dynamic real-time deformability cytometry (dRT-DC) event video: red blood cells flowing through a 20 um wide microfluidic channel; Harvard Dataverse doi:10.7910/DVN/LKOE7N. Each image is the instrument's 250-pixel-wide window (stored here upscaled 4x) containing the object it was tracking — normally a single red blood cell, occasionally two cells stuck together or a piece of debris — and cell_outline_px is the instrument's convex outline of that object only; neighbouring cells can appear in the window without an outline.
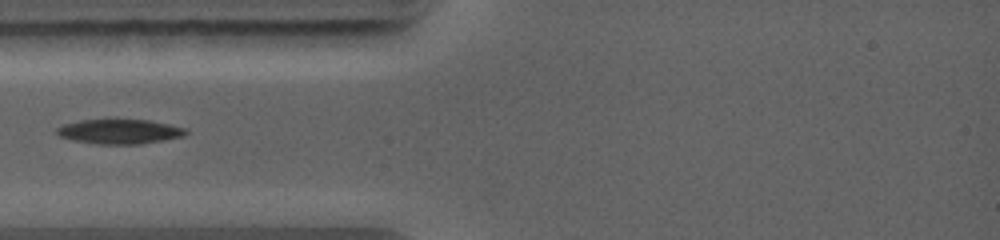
{"species": "common noctule bat (a hibernating species)", "species_latin": "Nyctalus noctula", "temperature_condition": "warm", "stored_images_in_passage": 13, "camera_frame_rate_fps": 5000, "um_per_image_px": 0.085, "animal": {"sex": "female", "body_mass_g": 19.0, "forearm_length_mm": 56.7}, "frame": {"image": 1, "passage_image": 1, "time_ms": 0.0, "image_size_px": [1000, 240], "cell_outline_px": [[188, 132], [184, 136], [164, 140], [140, 144], [96, 144], [72, 140], [60, 136], [56, 132], [56, 128], [64, 124], [80, 120], [148, 120], [168, 124], [184, 128]], "centroid_in_image_um": [10.15, 11.19], "position_along_channel_um": 74.9, "area_um2": 18.38}}
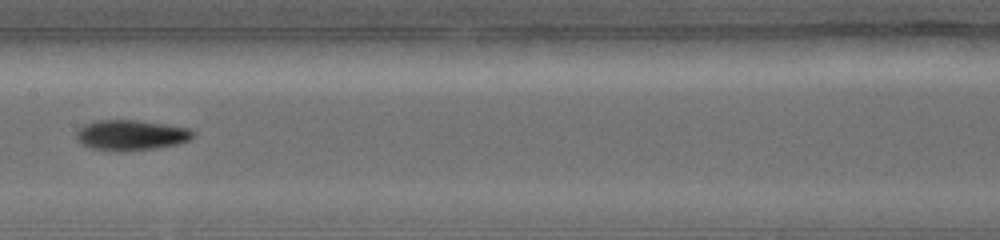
{"frame": {"image": 2, "passage_image": 4, "time_ms": 2.6, "image_size_px": [1000, 240], "cell_outline_px": [[196, 136], [180, 144], [156, 148], [120, 152], [92, 148], [80, 144], [76, 140], [76, 132], [84, 124], [100, 120], [136, 120], [164, 124], [188, 128], [196, 132]], "centroid_in_image_um": [11.15, 11.5], "position_along_channel_um": 196.3, "area_um2": 20.87}}
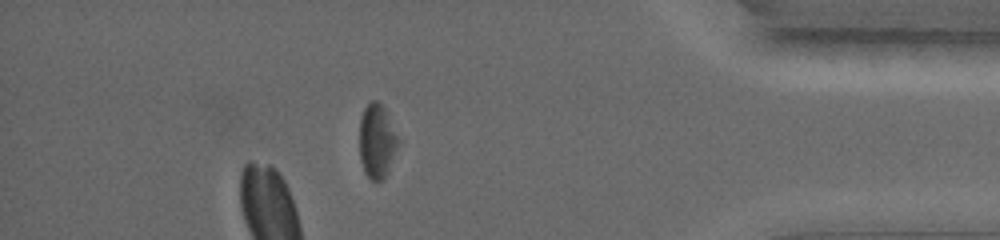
{"frame": {"image": 3, "passage_image": 10, "time_ms": 7.8, "image_size_px": [1000, 240], "cell_outline_px": [[404, 140], [384, 180], [372, 180], [364, 172], [360, 160], [360, 120], [364, 108], [372, 100], [376, 100], [384, 108]], "centroid_in_image_um": [32.13, 12.01], "position_along_channel_um": 403.1, "area_um2": 17.57}}